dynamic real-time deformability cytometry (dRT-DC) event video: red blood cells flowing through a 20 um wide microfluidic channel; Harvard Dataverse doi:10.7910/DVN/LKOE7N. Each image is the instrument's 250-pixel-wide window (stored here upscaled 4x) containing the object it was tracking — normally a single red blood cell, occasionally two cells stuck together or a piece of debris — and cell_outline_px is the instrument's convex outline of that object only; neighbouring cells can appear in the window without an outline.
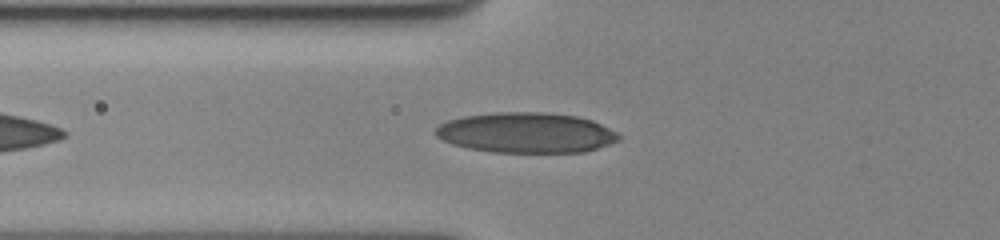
{"species": "human", "species_latin": "Homo sapiens", "temperature_condition": "cold", "stored_images_in_passage": 41, "camera_frame_rate_fps": 3000, "um_per_image_px": 0.085, "donor": {"sex": "female"}, "frame": {"image": 1, "passage_image": 6, "time_ms": 1.667, "image_size_px": [1000, 240], "cell_outline_px": [[620, 140], [584, 152], [492, 152], [468, 148], [452, 144], [436, 136], [432, 132], [440, 124], [448, 120], [464, 116], [496, 112], [544, 112], [576, 116], [592, 120], [616, 132], [620, 136]], "centroid_in_image_um": [44.69, 11.28], "position_along_channel_um": 81.1, "area_um2": 42.95}}
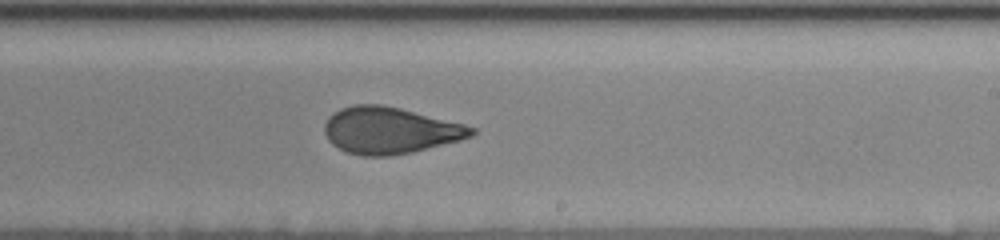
{"frame": {"image": 2, "passage_image": 21, "time_ms": 6.667, "image_size_px": [1000, 240], "cell_outline_px": [[476, 132], [472, 136], [460, 140], [412, 152], [388, 156], [360, 156], [348, 152], [332, 144], [328, 140], [324, 132], [324, 124], [328, 116], [340, 108], [352, 104], [380, 104], [400, 108], [464, 124], [476, 128]], "centroid_in_image_um": [33.12, 11.08], "position_along_channel_um": 255.9, "area_um2": 39.94}}
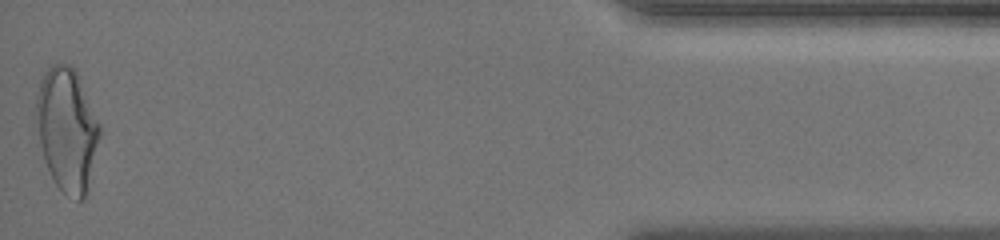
{"frame": {"image": 3, "passage_image": 41, "time_ms": 13.333, "image_size_px": [1000, 240], "cell_outline_px": [[100, 136], [84, 200], [76, 200], [64, 192], [56, 184], [44, 160], [32, 112], [40, 80], [44, 72], [52, 64], [68, 64], [76, 68], [100, 124]], "centroid_in_image_um": [5.66, 10.93], "position_along_channel_um": 429.5, "area_um2": 46.01}, "authors_computed_cell_mechanics": {"area_um2": 40.2288, "velocity_mm_per_s": 3.4993, "shape_relaxation_time_tau1_ms": 6.4852, "shape_relaxation_time_tau2_ms": 1.1539, "deformation_change_tau1": 0.1779, "deformation_change_tau2": 0.0828}}